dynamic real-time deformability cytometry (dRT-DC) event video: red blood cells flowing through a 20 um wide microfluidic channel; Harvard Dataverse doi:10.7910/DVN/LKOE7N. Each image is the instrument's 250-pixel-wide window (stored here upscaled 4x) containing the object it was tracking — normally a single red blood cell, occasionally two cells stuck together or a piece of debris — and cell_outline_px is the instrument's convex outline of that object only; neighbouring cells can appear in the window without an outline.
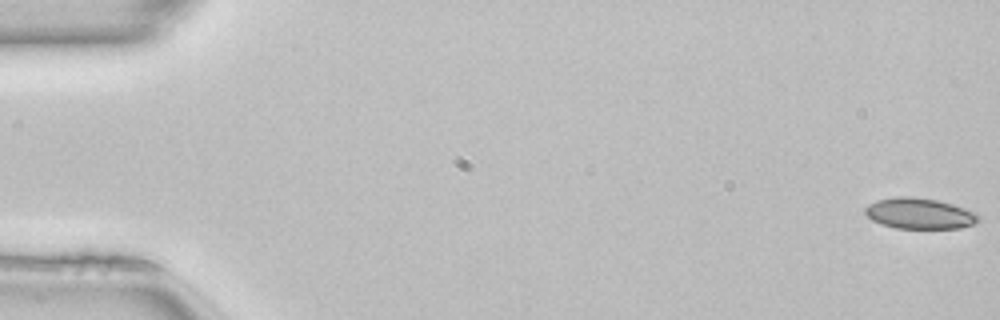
{"species": "common noctule bat (a hibernating species)", "species_latin": "Nyctalus noctula", "temperature_condition": "room temperature", "stored_images_in_passage": 50, "camera_frame_rate_fps": 3000, "um_per_image_px": 0.085, "animal": {"sex": "female", "body_mass_g": 22.7, "forearm_length_mm": 54.2}, "frame": {"image": 1, "passage_image": 1, "time_ms": 0.0, "image_size_px": [1000, 320], "cell_outline_px": [[980, 220], [972, 224], [960, 228], [896, 228], [880, 224], [872, 220], [864, 212], [864, 208], [868, 204], [876, 200], [896, 196], [912, 196], [936, 200], [952, 204], [976, 212], [980, 216]], "centroid_in_image_um": [78.13, 18.14], "position_along_channel_um": 6.9, "area_um2": 20.46}}
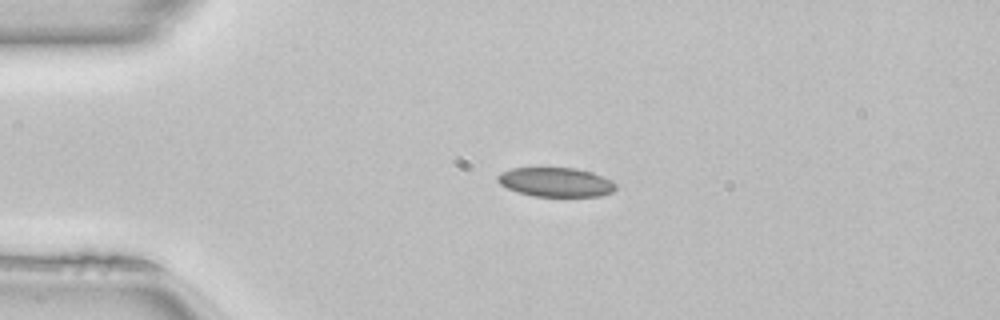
{"frame": {"image": 2, "passage_image": 12, "time_ms": 3.667, "image_size_px": [1000, 320], "cell_outline_px": [[616, 188], [612, 192], [600, 196], [532, 196], [516, 192], [500, 184], [496, 180], [496, 176], [500, 172], [512, 168], [576, 168], [592, 172], [612, 180], [616, 184]], "centroid_in_image_um": [47.22, 15.48], "position_along_channel_um": 37.8, "area_um2": 20.23}}
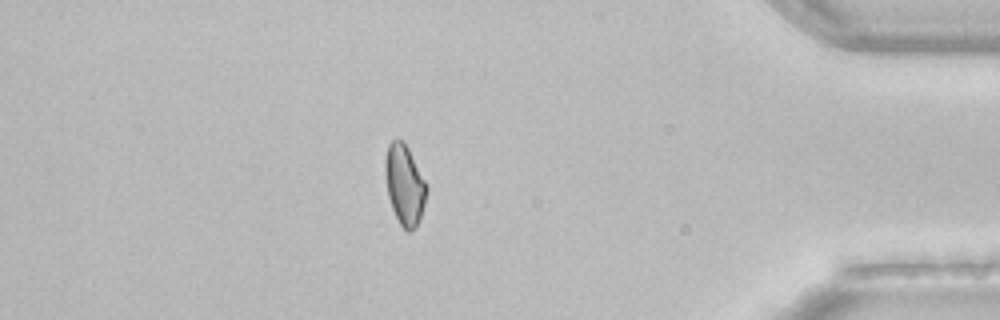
{"frame": {"image": 3, "passage_image": 44, "time_ms": 14.333, "image_size_px": [1000, 320], "cell_outline_px": [[428, 192], [420, 220], [416, 228], [408, 232], [400, 224], [392, 208], [388, 196], [384, 172], [384, 160], [388, 144], [392, 140], [400, 140], [408, 148], [428, 184]], "centroid_in_image_um": [34.4, 15.72], "position_along_channel_um": 400.8, "area_um2": 19.59}, "authors_computed_cell_mechanics": {"area_um2": 20.1433, "velocity_mm_per_s": 4.0998, "shape_relaxation_time_tau1_ms": null, "shape_relaxation_time_tau2_ms": 2.6837, "deformation_change_tau1": null, "deformation_change_tau2": 0.065}}